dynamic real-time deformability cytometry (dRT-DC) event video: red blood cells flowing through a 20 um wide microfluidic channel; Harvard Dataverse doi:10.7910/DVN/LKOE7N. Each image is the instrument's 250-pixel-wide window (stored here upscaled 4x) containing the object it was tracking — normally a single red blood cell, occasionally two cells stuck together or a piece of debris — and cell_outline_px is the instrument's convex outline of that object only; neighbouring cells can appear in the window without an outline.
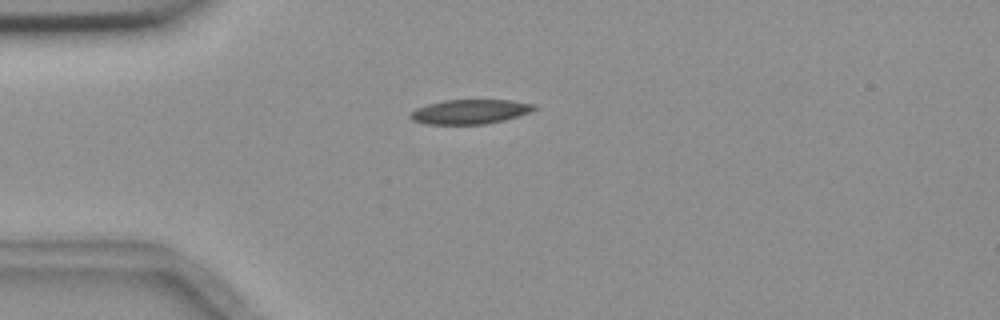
{"species": "common noctule bat (a hibernating species)", "species_latin": "Nyctalus noctula", "temperature_condition": "room temperature", "stored_images_in_passage": 1, "camera_frame_rate_fps": 3000, "um_per_image_px": 0.085, "animal": {"sex": "female", "body_mass_g": 18.4}, "frame": {"image": 1, "passage_image": 1, "time_ms": 0.0, "image_size_px": [1000, 320], "cell_outline_px": [[536, 108], [532, 112], [504, 120], [484, 124], [424, 124], [412, 120], [408, 116], [416, 108], [428, 104], [444, 100], [512, 100], [536, 104]], "centroid_in_image_um": [39.96, 9.49], "position_along_channel_um": 45.0, "area_um2": 17.74}}